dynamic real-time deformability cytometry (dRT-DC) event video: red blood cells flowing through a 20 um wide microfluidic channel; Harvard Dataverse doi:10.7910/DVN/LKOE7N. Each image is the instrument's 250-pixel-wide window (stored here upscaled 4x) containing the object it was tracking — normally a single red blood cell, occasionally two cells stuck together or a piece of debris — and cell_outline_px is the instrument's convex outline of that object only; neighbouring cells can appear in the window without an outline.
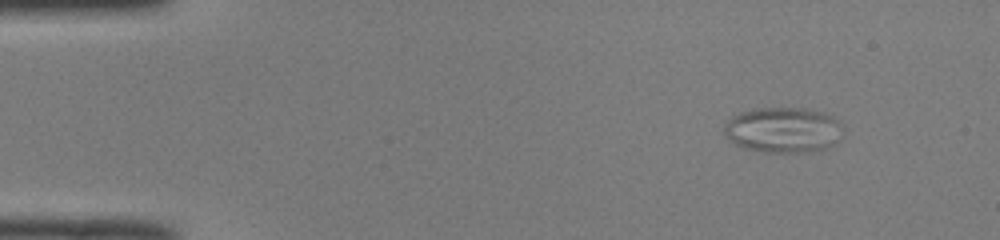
{"species": "common noctule bat (a hibernating species)", "species_latin": "Nyctalus noctula", "temperature_condition": "room temperature", "stored_images_in_passage": 51, "camera_frame_rate_fps": 3000, "um_per_image_px": 0.085, "animal": {"sex": "male", "body_mass_g": 19.0, "forearm_length_mm": 50.8}, "frame": {"image": 1, "passage_image": 6, "time_ms": 1.667, "image_size_px": [1000, 240], "cell_outline_px": [[844, 128], [840, 136], [832, 144], [824, 148], [800, 152], [764, 152], [748, 148], [736, 144], [724, 132], [724, 124], [732, 116], [740, 112], [756, 108], [808, 108], [824, 112], [832, 116]], "centroid_in_image_um": [66.57, 11.02], "position_along_channel_um": 18.4, "area_um2": 31.15}}
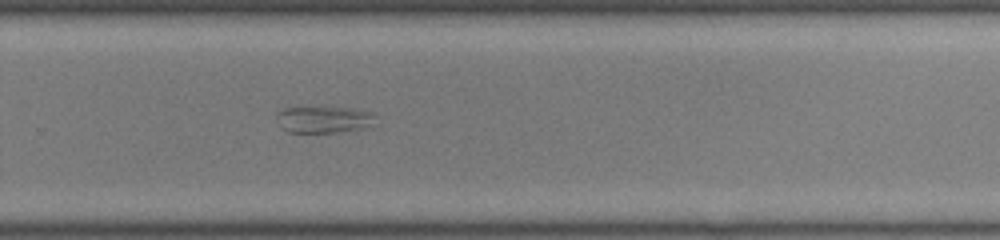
{"frame": {"image": 2, "passage_image": 35, "time_ms": 11.333, "image_size_px": [1000, 240], "cell_outline_px": [[380, 124], [364, 128], [336, 132], [288, 132], [276, 120], [276, 112], [284, 108], [356, 108], [372, 112], [376, 116]], "centroid_in_image_um": [27.63, 10.16], "position_along_channel_um": 302.2, "area_um2": 15.55}}
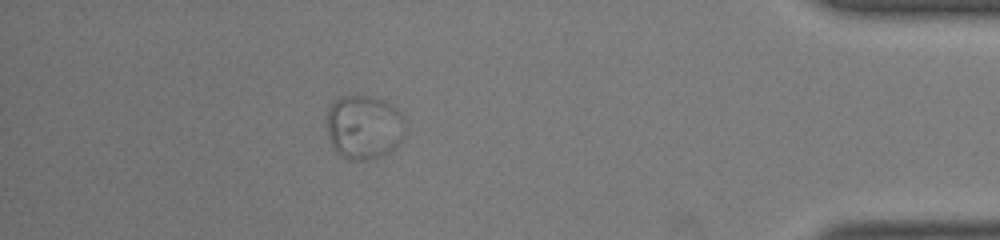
{"frame": {"image": 3, "passage_image": 46, "time_ms": 15.0, "image_size_px": [1000, 240], "cell_outline_px": [[408, 128], [404, 140], [396, 148], [372, 160], [348, 160], [336, 152], [332, 148], [328, 136], [328, 108], [340, 96], [372, 96], [392, 104], [404, 116]], "centroid_in_image_um": [31.0, 10.82], "position_along_channel_um": 404.2, "area_um2": 30.06}}